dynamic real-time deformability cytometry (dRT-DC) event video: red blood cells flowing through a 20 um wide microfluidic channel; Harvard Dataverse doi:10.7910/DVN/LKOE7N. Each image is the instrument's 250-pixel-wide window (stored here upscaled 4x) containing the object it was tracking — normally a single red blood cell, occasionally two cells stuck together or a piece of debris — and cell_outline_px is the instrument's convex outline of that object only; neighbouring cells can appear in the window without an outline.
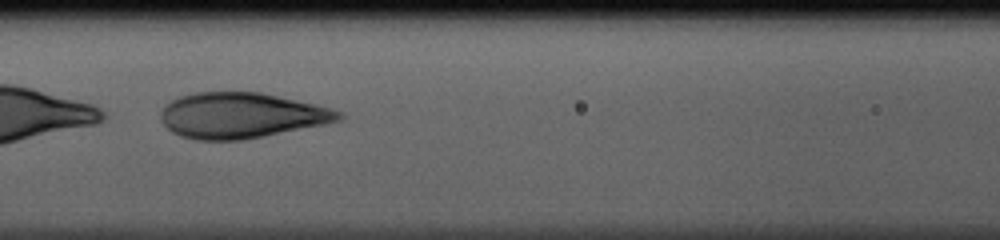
{"species": "human", "species_latin": "Homo sapiens", "temperature_condition": "cold", "stored_images_in_passage": 40, "camera_frame_rate_fps": 3000, "um_per_image_px": 0.085, "donor": {"sex": "male"}, "frame": {"image": 1, "passage_image": 16, "time_ms": 5.0, "image_size_px": [1000, 240], "cell_outline_px": [[344, 116], [340, 120], [324, 124], [244, 140], [196, 140], [180, 136], [172, 132], [160, 120], [160, 112], [172, 100], [180, 96], [196, 92], [260, 92], [312, 104], [328, 108], [340, 112]], "centroid_in_image_um": [20.45, 9.82], "position_along_channel_um": 146.1, "area_um2": 46.82}}
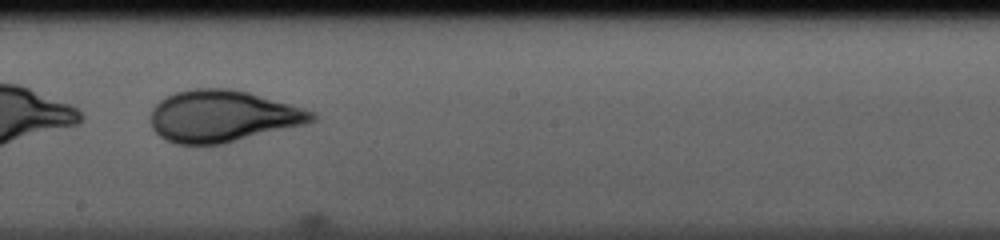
{"frame": {"image": 2, "passage_image": 22, "time_ms": 7.0, "image_size_px": [1000, 240], "cell_outline_px": [[316, 120], [304, 124], [224, 144], [176, 144], [160, 136], [152, 128], [152, 108], [160, 100], [176, 92], [192, 88], [232, 88], [248, 92], [304, 108], [312, 112], [316, 116]], "centroid_in_image_um": [18.92, 9.87], "position_along_channel_um": 229.3, "area_um2": 48.32}}
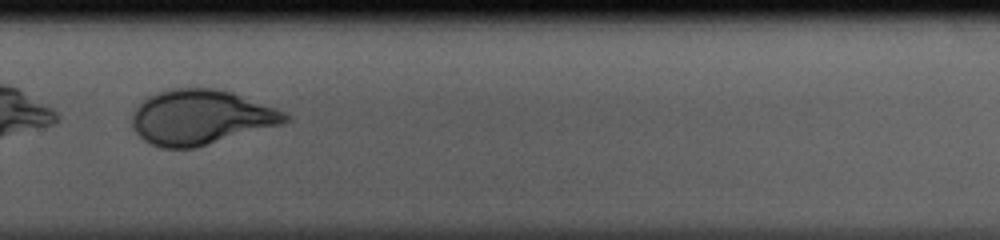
{"frame": {"image": 3, "passage_image": 28, "time_ms": 9.0, "image_size_px": [1000, 240], "cell_outline_px": [[292, 120], [284, 124], [196, 148], [160, 148], [144, 140], [132, 128], [132, 116], [136, 108], [148, 96], [160, 92], [176, 88], [212, 88], [232, 92], [276, 108], [292, 116]], "centroid_in_image_um": [17.11, 9.98], "position_along_channel_um": 312.7, "area_um2": 49.01}}